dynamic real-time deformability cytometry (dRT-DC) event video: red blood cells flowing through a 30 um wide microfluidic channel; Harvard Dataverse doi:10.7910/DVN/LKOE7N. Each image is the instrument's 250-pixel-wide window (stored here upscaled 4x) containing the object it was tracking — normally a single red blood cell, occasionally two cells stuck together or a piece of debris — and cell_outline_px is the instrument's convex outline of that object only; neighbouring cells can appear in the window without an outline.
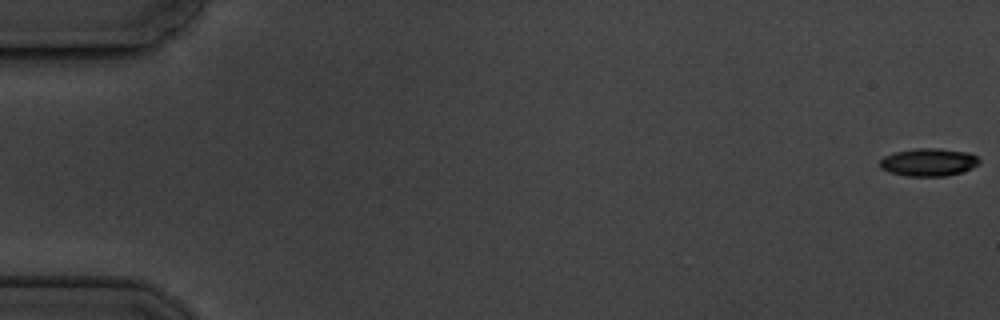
{"species": "common noctule bat (a hibernating species)", "species_latin": "Nyctalus noctula", "temperature_condition": "cold", "stored_images_in_passage": 7, "camera_frame_rate_fps": 3000, "um_per_image_px": 0.085, "animal": {"sex": "male", "body_mass_g": 19.5, "forearm_length_mm": 54.6}, "frame": {"image": 1, "passage_image": 1, "time_ms": 0.0, "image_size_px": [1000, 320], "cell_outline_px": [[980, 160], [972, 168], [960, 172], [944, 176], [904, 176], [888, 172], [880, 168], [880, 160], [884, 156], [892, 152], [916, 148], [936, 148], [968, 152], [976, 156]], "centroid_in_image_um": [78.87, 13.78], "position_along_channel_um": 6.1, "area_um2": 16.13}}
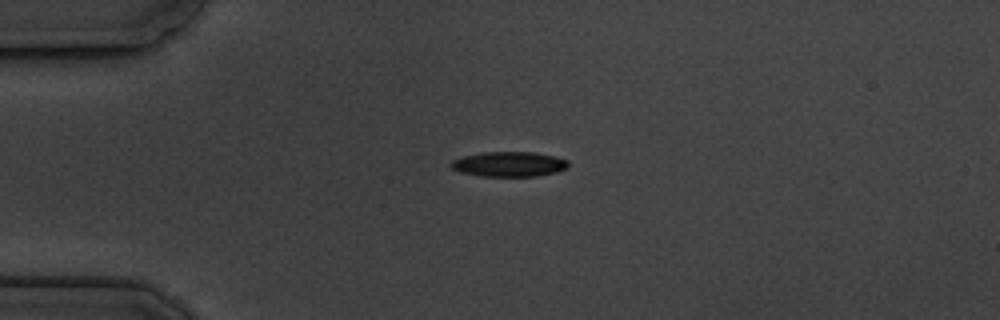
{"frame": {"image": 2, "passage_image": 5, "time_ms": 4.667, "image_size_px": [1000, 320], "cell_outline_px": [[568, 168], [556, 172], [536, 176], [480, 176], [460, 172], [452, 168], [448, 164], [452, 160], [464, 156], [484, 152], [532, 152], [556, 156], [568, 160]], "centroid_in_image_um": [43.27, 13.95], "position_along_channel_um": 41.7, "area_um2": 17.11}}